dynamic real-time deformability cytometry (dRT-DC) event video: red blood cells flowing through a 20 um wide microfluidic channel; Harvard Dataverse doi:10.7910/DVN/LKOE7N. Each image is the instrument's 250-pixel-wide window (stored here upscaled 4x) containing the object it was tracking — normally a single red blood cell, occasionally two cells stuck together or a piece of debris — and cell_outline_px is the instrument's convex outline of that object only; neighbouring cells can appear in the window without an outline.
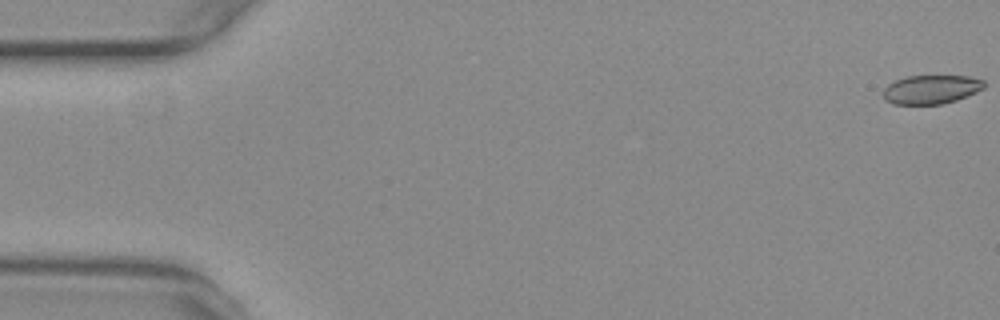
{"species": "common noctule bat (a hibernating species)", "species_latin": "Nyctalus noctula", "temperature_condition": "warm", "stored_images_in_passage": 9, "camera_frame_rate_fps": 3000, "um_per_image_px": 0.085, "animal": {"sex": "female", "body_mass_g": 29.2, "forearm_length_mm": 56.3}, "frame": {"image": 1, "passage_image": 1, "time_ms": 0.0, "image_size_px": [1000, 320], "cell_outline_px": [[984, 88], [976, 92], [956, 100], [940, 104], [892, 104], [884, 100], [884, 88], [888, 84], [896, 80], [908, 76], [968, 76], [984, 80]], "centroid_in_image_um": [79.14, 7.6], "position_along_channel_um": 5.9, "area_um2": 16.88}}